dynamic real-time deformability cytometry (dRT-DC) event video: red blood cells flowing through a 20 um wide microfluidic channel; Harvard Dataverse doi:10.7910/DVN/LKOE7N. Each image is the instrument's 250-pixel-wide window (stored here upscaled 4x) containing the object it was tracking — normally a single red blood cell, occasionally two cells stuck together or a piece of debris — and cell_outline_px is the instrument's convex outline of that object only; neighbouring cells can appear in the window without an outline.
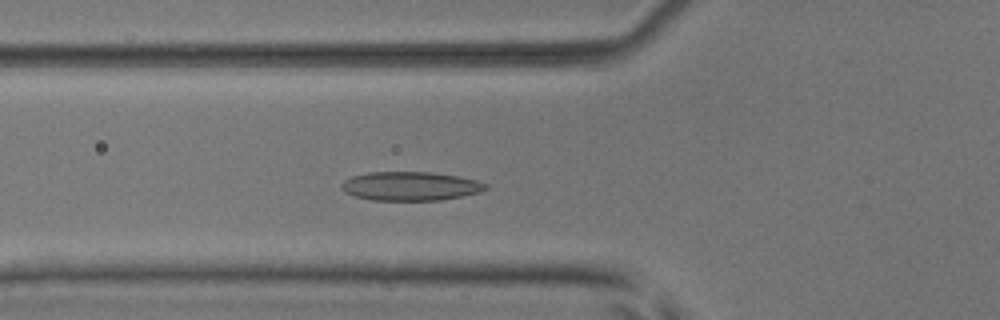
{"species": "common noctule bat (a hibernating species)", "species_latin": "Nyctalus noctula", "temperature_condition": "room temperature", "stored_images_in_passage": 40, "camera_frame_rate_fps": 3000, "um_per_image_px": 0.085, "animal": {"sex": "male", "body_mass_g": 17.9, "forearm_length_mm": 54.2}, "frame": {"image": 1, "passage_image": 11, "time_ms": 3.333, "image_size_px": [1000, 320], "cell_outline_px": [[488, 188], [480, 192], [440, 200], [372, 200], [356, 196], [344, 192], [340, 188], [340, 184], [344, 180], [352, 176], [368, 172], [432, 172], [456, 176], [476, 180], [488, 184]], "centroid_in_image_um": [34.86, 15.82], "position_along_channel_um": 90.9, "area_um2": 24.22}}
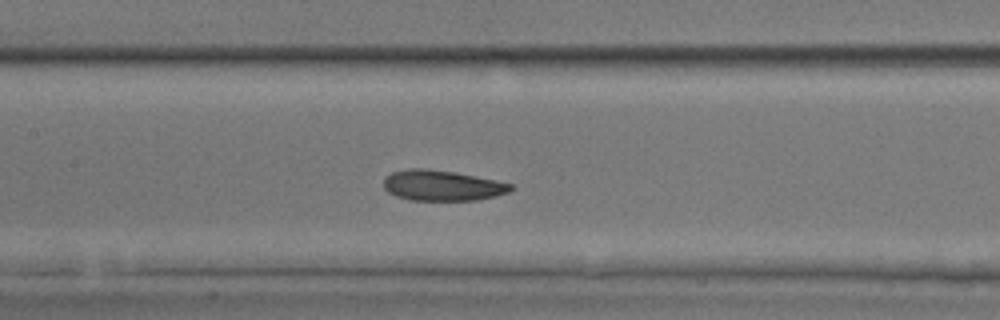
{"frame": {"image": 2, "passage_image": 17, "time_ms": 5.333, "image_size_px": [1000, 320], "cell_outline_px": [[516, 188], [508, 192], [496, 196], [476, 200], [412, 200], [396, 196], [388, 192], [384, 188], [384, 176], [392, 172], [408, 168], [428, 168], [456, 172], [496, 180], [512, 184]], "centroid_in_image_um": [37.58, 15.75], "position_along_channel_um": 169.8, "area_um2": 22.83}}
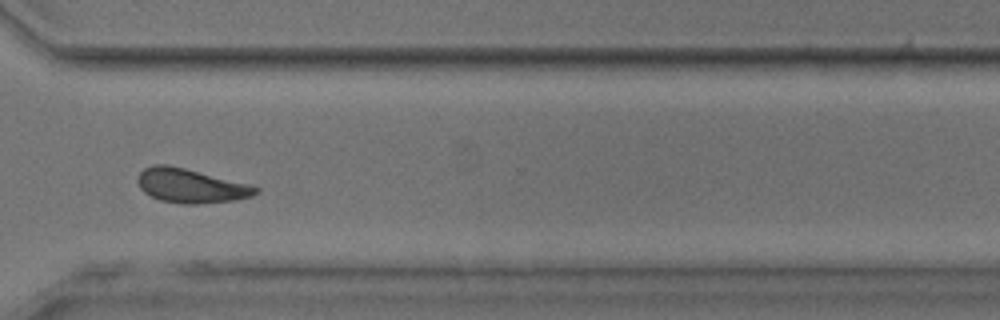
{"frame": {"image": 3, "passage_image": 31, "time_ms": 10.0, "image_size_px": [1000, 320], "cell_outline_px": [[260, 192], [252, 196], [236, 200], [196, 204], [180, 204], [160, 200], [144, 192], [140, 188], [136, 180], [140, 172], [144, 168], [152, 164], [168, 164], [248, 184], [260, 188]], "centroid_in_image_um": [16.19, 15.79], "position_along_channel_um": 354.4, "area_um2": 23.47}, "authors_computed_cell_mechanics": {"area_um2": 23.6691, "velocity_mm_per_s": 3.9552, "shape_relaxation_time_tau1_ms": 3.0215, "shape_relaxation_time_tau2_ms": 3.6207, "deformation_change_tau1": 0.0965, "deformation_change_tau2": 0.1082}}